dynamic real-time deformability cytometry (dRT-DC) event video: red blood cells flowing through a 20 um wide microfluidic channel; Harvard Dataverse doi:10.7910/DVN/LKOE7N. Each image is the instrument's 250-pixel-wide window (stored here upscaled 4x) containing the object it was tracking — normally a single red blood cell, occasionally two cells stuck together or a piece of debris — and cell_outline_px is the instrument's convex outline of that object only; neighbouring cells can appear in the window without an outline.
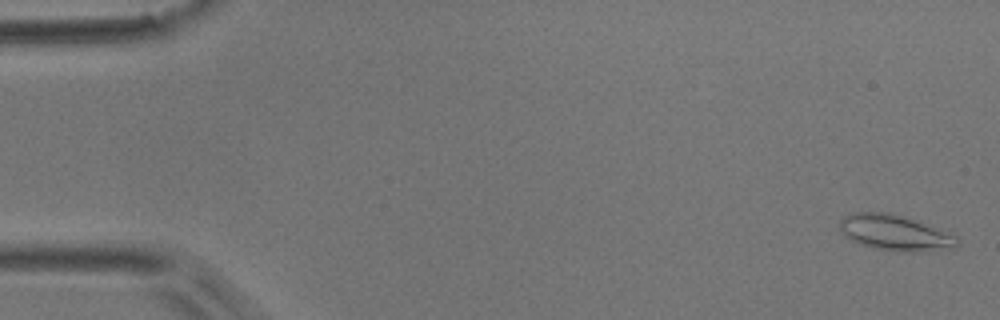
{"species": "common noctule bat (a hibernating species)", "species_latin": "Nyctalus noctula", "temperature_condition": "room temperature", "stored_images_in_passage": 5, "camera_frame_rate_fps": 3000, "um_per_image_px": 0.085, "animal": {"sex": "male", "body_mass_g": 17.9}, "frame": {"image": 1, "passage_image": 1, "time_ms": 0.0, "image_size_px": [1000, 320], "cell_outline_px": [[960, 244], [952, 248], [924, 252], [900, 252], [872, 248], [848, 240], [840, 232], [840, 220], [844, 216], [852, 212], [892, 212], [920, 220], [932, 224], [960, 236]], "centroid_in_image_um": [76.14, 19.78], "position_along_channel_um": 8.9, "area_um2": 25.61}}